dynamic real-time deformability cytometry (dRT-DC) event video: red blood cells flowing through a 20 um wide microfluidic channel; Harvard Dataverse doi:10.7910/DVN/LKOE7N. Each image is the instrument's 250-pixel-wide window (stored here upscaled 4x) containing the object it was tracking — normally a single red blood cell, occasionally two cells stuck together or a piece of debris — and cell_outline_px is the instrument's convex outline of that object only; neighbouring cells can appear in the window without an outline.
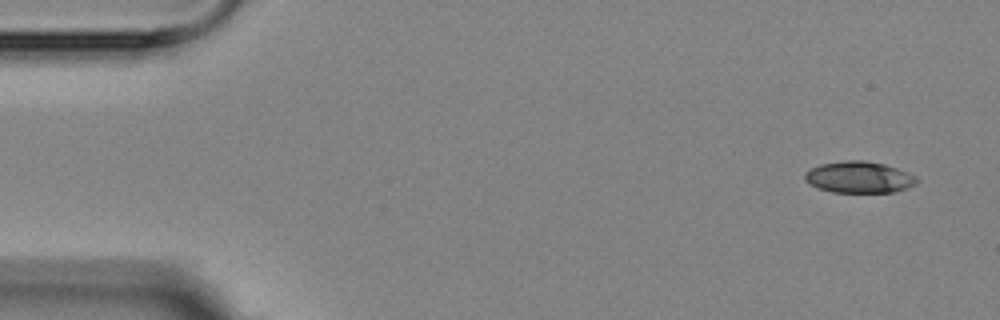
{"species": "Egyptian fruit bat (a non-hibernating species)", "species_latin": "Rousettus aegyptiacus", "temperature_condition": "room temperature", "stored_images_in_passage": 4, "camera_frame_rate_fps": 3000, "um_per_image_px": 0.085, "animal": {"sex": "female"}, "frame": {"image": 1, "passage_image": 1, "time_ms": 0.0, "image_size_px": [1000, 320], "cell_outline_px": [[920, 180], [916, 184], [908, 188], [896, 192], [832, 192], [808, 184], [804, 180], [804, 172], [820, 164], [848, 160], [864, 160], [884, 164], [908, 172], [916, 176]], "centroid_in_image_um": [73.04, 15.06], "position_along_channel_um": 12.0, "area_um2": 20.69}}